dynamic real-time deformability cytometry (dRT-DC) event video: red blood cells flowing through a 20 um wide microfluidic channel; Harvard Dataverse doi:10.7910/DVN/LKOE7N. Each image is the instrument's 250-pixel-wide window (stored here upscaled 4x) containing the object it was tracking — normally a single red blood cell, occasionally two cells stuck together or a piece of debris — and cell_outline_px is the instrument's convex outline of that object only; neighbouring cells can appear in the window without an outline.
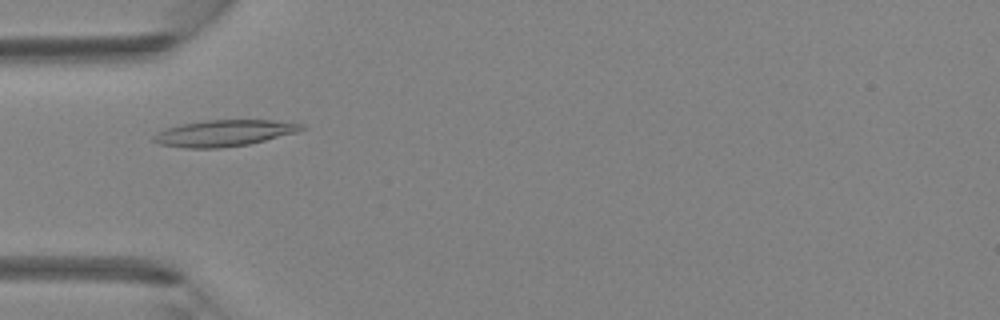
{"species": "Egyptian fruit bat (a non-hibernating species)", "species_latin": "Rousettus aegyptiacus", "temperature_condition": "room temperature", "stored_images_in_passage": 5, "camera_frame_rate_fps": 3000, "um_per_image_px": 0.085, "animal": {"sex": "female"}, "frame": {"image": 1, "passage_image": 5, "time_ms": 1.333, "image_size_px": [1000, 320], "cell_outline_px": [[308, 128], [296, 132], [248, 144], [220, 148], [188, 148], [160, 144], [152, 140], [152, 136], [168, 128], [180, 124], [208, 120], [272, 120], [304, 124]], "centroid_in_image_um": [19.07, 11.31], "position_along_channel_um": 65.9, "area_um2": 22.43}}